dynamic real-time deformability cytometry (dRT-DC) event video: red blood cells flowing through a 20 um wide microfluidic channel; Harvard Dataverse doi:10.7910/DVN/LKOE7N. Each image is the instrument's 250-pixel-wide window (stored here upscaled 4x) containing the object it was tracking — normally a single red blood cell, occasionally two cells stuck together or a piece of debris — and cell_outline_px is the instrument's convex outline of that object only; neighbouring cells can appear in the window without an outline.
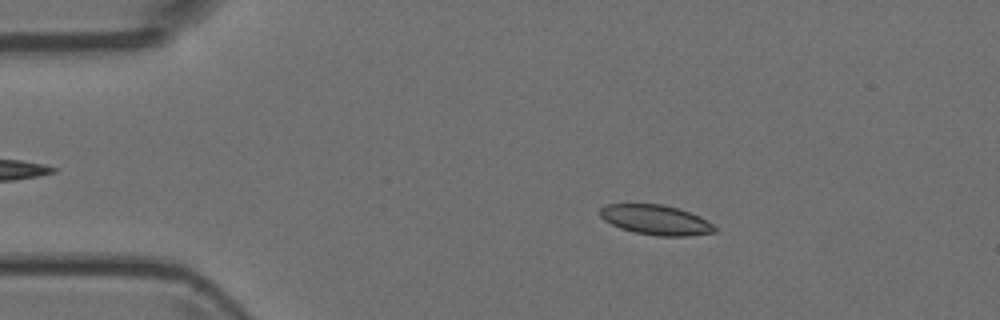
{"species": "Egyptian fruit bat (a non-hibernating species)", "species_latin": "Rousettus aegyptiacus", "temperature_condition": "room temperature", "stored_images_in_passage": 51, "camera_frame_rate_fps": 3000, "um_per_image_px": 0.085, "animal": {"sex": "female"}, "frame": {"image": 1, "passage_image": 9, "time_ms": 2.667, "image_size_px": [1000, 320], "cell_outline_px": [[716, 232], [688, 236], [656, 236], [636, 232], [620, 228], [604, 220], [600, 216], [600, 208], [604, 204], [664, 204], [700, 216], [708, 220], [716, 228]], "centroid_in_image_um": [55.75, 18.69], "position_along_channel_um": 29.3, "area_um2": 19.94}}
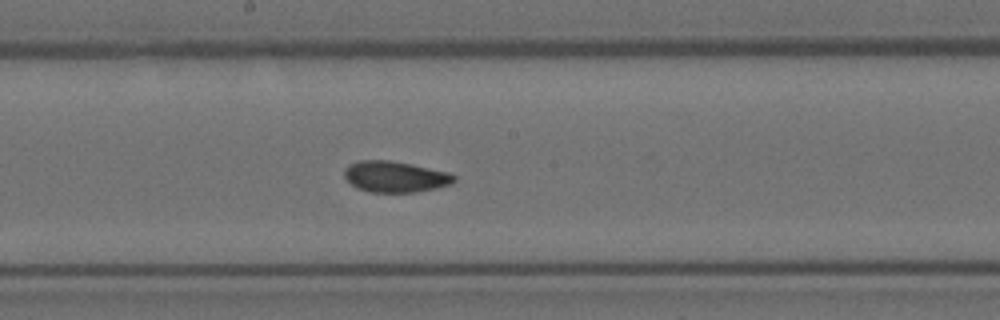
{"frame": {"image": 2, "passage_image": 27, "time_ms": 8.667, "image_size_px": [1000, 320], "cell_outline_px": [[456, 180], [452, 184], [436, 188], [416, 192], [368, 192], [356, 188], [344, 176], [344, 168], [348, 164], [360, 160], [388, 160], [412, 164], [448, 172], [456, 176]], "centroid_in_image_um": [33.58, 15.02], "position_along_channel_um": 214.6, "area_um2": 20.0}}
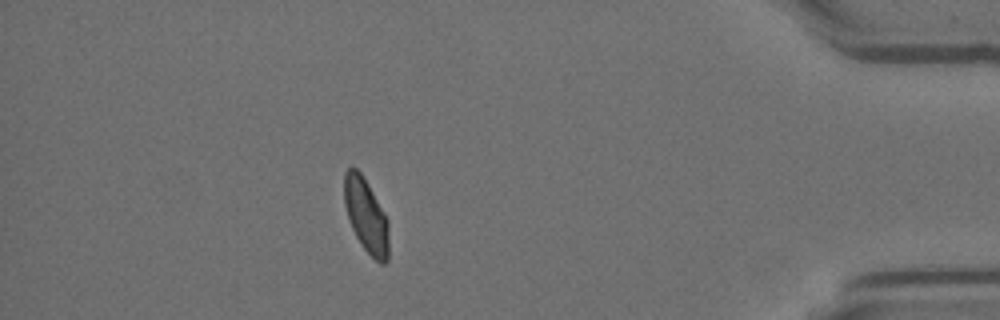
{"frame": {"image": 3, "passage_image": 45, "time_ms": 14.667, "image_size_px": [1000, 320], "cell_outline_px": [[388, 260], [384, 264], [380, 264], [360, 244], [348, 220], [344, 204], [344, 172], [348, 168], [356, 168], [360, 172], [384, 212], [388, 220]], "centroid_in_image_um": [31.1, 18.34], "position_along_channel_um": 404.1, "area_um2": 19.07}}